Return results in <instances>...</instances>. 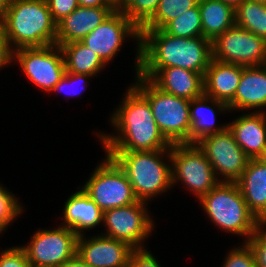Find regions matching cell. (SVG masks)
<instances>
[{
  "instance_id": "1",
  "label": "cell",
  "mask_w": 266,
  "mask_h": 267,
  "mask_svg": "<svg viewBox=\"0 0 266 267\" xmlns=\"http://www.w3.org/2000/svg\"><path fill=\"white\" fill-rule=\"evenodd\" d=\"M130 86L110 118L117 135L98 133L105 152L170 149L172 144L158 128L149 102Z\"/></svg>"
},
{
  "instance_id": "2",
  "label": "cell",
  "mask_w": 266,
  "mask_h": 267,
  "mask_svg": "<svg viewBox=\"0 0 266 267\" xmlns=\"http://www.w3.org/2000/svg\"><path fill=\"white\" fill-rule=\"evenodd\" d=\"M139 70L178 67L205 75L212 56V41L205 37L171 36L161 29H139Z\"/></svg>"
},
{
  "instance_id": "3",
  "label": "cell",
  "mask_w": 266,
  "mask_h": 267,
  "mask_svg": "<svg viewBox=\"0 0 266 267\" xmlns=\"http://www.w3.org/2000/svg\"><path fill=\"white\" fill-rule=\"evenodd\" d=\"M0 25L13 51L56 44L57 23L46 0H11Z\"/></svg>"
},
{
  "instance_id": "4",
  "label": "cell",
  "mask_w": 266,
  "mask_h": 267,
  "mask_svg": "<svg viewBox=\"0 0 266 267\" xmlns=\"http://www.w3.org/2000/svg\"><path fill=\"white\" fill-rule=\"evenodd\" d=\"M105 154L112 157L125 171L138 201H150L152 197L171 189L170 149L106 152ZM165 154L169 164L164 162Z\"/></svg>"
},
{
  "instance_id": "5",
  "label": "cell",
  "mask_w": 266,
  "mask_h": 267,
  "mask_svg": "<svg viewBox=\"0 0 266 267\" xmlns=\"http://www.w3.org/2000/svg\"><path fill=\"white\" fill-rule=\"evenodd\" d=\"M199 202L217 227L224 232L245 236V242L261 224L249 211L236 182H219Z\"/></svg>"
},
{
  "instance_id": "6",
  "label": "cell",
  "mask_w": 266,
  "mask_h": 267,
  "mask_svg": "<svg viewBox=\"0 0 266 267\" xmlns=\"http://www.w3.org/2000/svg\"><path fill=\"white\" fill-rule=\"evenodd\" d=\"M132 85L150 104L154 119L171 144L190 143V100L166 93L149 79L135 75Z\"/></svg>"
},
{
  "instance_id": "7",
  "label": "cell",
  "mask_w": 266,
  "mask_h": 267,
  "mask_svg": "<svg viewBox=\"0 0 266 267\" xmlns=\"http://www.w3.org/2000/svg\"><path fill=\"white\" fill-rule=\"evenodd\" d=\"M92 173L85 185L84 192L104 212L136 203L132 185L125 171L107 154Z\"/></svg>"
},
{
  "instance_id": "8",
  "label": "cell",
  "mask_w": 266,
  "mask_h": 267,
  "mask_svg": "<svg viewBox=\"0 0 266 267\" xmlns=\"http://www.w3.org/2000/svg\"><path fill=\"white\" fill-rule=\"evenodd\" d=\"M170 154L172 186L181 181L200 199L220 182L205 153L197 144H172Z\"/></svg>"
},
{
  "instance_id": "9",
  "label": "cell",
  "mask_w": 266,
  "mask_h": 267,
  "mask_svg": "<svg viewBox=\"0 0 266 267\" xmlns=\"http://www.w3.org/2000/svg\"><path fill=\"white\" fill-rule=\"evenodd\" d=\"M212 56L244 67L266 65V40L234 25L212 41Z\"/></svg>"
},
{
  "instance_id": "10",
  "label": "cell",
  "mask_w": 266,
  "mask_h": 267,
  "mask_svg": "<svg viewBox=\"0 0 266 267\" xmlns=\"http://www.w3.org/2000/svg\"><path fill=\"white\" fill-rule=\"evenodd\" d=\"M128 37L137 40L135 70L136 74H138L140 67V31L118 9L80 40V42L96 52L101 61L107 65L120 51L124 40Z\"/></svg>"
},
{
  "instance_id": "11",
  "label": "cell",
  "mask_w": 266,
  "mask_h": 267,
  "mask_svg": "<svg viewBox=\"0 0 266 267\" xmlns=\"http://www.w3.org/2000/svg\"><path fill=\"white\" fill-rule=\"evenodd\" d=\"M15 59L26 77L42 91L51 92L66 71L62 49L56 44L16 49Z\"/></svg>"
},
{
  "instance_id": "12",
  "label": "cell",
  "mask_w": 266,
  "mask_h": 267,
  "mask_svg": "<svg viewBox=\"0 0 266 267\" xmlns=\"http://www.w3.org/2000/svg\"><path fill=\"white\" fill-rule=\"evenodd\" d=\"M34 233L28 245L21 246L32 267H59L76 255L78 235L72 229L60 225Z\"/></svg>"
},
{
  "instance_id": "13",
  "label": "cell",
  "mask_w": 266,
  "mask_h": 267,
  "mask_svg": "<svg viewBox=\"0 0 266 267\" xmlns=\"http://www.w3.org/2000/svg\"><path fill=\"white\" fill-rule=\"evenodd\" d=\"M146 206V202L137 201L127 206L105 210L103 223L107 230L102 235L126 242L134 249H143V242L154 230V221L150 218Z\"/></svg>"
},
{
  "instance_id": "14",
  "label": "cell",
  "mask_w": 266,
  "mask_h": 267,
  "mask_svg": "<svg viewBox=\"0 0 266 267\" xmlns=\"http://www.w3.org/2000/svg\"><path fill=\"white\" fill-rule=\"evenodd\" d=\"M196 144L205 153L217 179L218 175L224 177L220 182H236L250 160L228 127L223 132L203 137Z\"/></svg>"
},
{
  "instance_id": "15",
  "label": "cell",
  "mask_w": 266,
  "mask_h": 267,
  "mask_svg": "<svg viewBox=\"0 0 266 267\" xmlns=\"http://www.w3.org/2000/svg\"><path fill=\"white\" fill-rule=\"evenodd\" d=\"M134 250L128 243L108 236H78L76 254L92 267H127Z\"/></svg>"
},
{
  "instance_id": "16",
  "label": "cell",
  "mask_w": 266,
  "mask_h": 267,
  "mask_svg": "<svg viewBox=\"0 0 266 267\" xmlns=\"http://www.w3.org/2000/svg\"><path fill=\"white\" fill-rule=\"evenodd\" d=\"M138 75L149 79L160 90L189 100L204 94V75L178 67L161 70H139Z\"/></svg>"
},
{
  "instance_id": "17",
  "label": "cell",
  "mask_w": 266,
  "mask_h": 267,
  "mask_svg": "<svg viewBox=\"0 0 266 267\" xmlns=\"http://www.w3.org/2000/svg\"><path fill=\"white\" fill-rule=\"evenodd\" d=\"M227 127L250 159L266 158V111L248 112Z\"/></svg>"
},
{
  "instance_id": "18",
  "label": "cell",
  "mask_w": 266,
  "mask_h": 267,
  "mask_svg": "<svg viewBox=\"0 0 266 267\" xmlns=\"http://www.w3.org/2000/svg\"><path fill=\"white\" fill-rule=\"evenodd\" d=\"M115 10L114 7H77L57 23L56 45L82 40Z\"/></svg>"
},
{
  "instance_id": "19",
  "label": "cell",
  "mask_w": 266,
  "mask_h": 267,
  "mask_svg": "<svg viewBox=\"0 0 266 267\" xmlns=\"http://www.w3.org/2000/svg\"><path fill=\"white\" fill-rule=\"evenodd\" d=\"M236 184L249 211L266 223V158L250 159Z\"/></svg>"
},
{
  "instance_id": "20",
  "label": "cell",
  "mask_w": 266,
  "mask_h": 267,
  "mask_svg": "<svg viewBox=\"0 0 266 267\" xmlns=\"http://www.w3.org/2000/svg\"><path fill=\"white\" fill-rule=\"evenodd\" d=\"M229 110L237 111L266 107V65L244 67L234 98L228 103Z\"/></svg>"
},
{
  "instance_id": "21",
  "label": "cell",
  "mask_w": 266,
  "mask_h": 267,
  "mask_svg": "<svg viewBox=\"0 0 266 267\" xmlns=\"http://www.w3.org/2000/svg\"><path fill=\"white\" fill-rule=\"evenodd\" d=\"M243 69L212 59L204 75V94L228 104L236 94Z\"/></svg>"
},
{
  "instance_id": "22",
  "label": "cell",
  "mask_w": 266,
  "mask_h": 267,
  "mask_svg": "<svg viewBox=\"0 0 266 267\" xmlns=\"http://www.w3.org/2000/svg\"><path fill=\"white\" fill-rule=\"evenodd\" d=\"M62 214L64 223L61 226L72 229L80 236L84 234V230L94 229L103 223L104 212L80 189L67 199Z\"/></svg>"
},
{
  "instance_id": "23",
  "label": "cell",
  "mask_w": 266,
  "mask_h": 267,
  "mask_svg": "<svg viewBox=\"0 0 266 267\" xmlns=\"http://www.w3.org/2000/svg\"><path fill=\"white\" fill-rule=\"evenodd\" d=\"M217 113L230 111L228 104L220 100H215L205 94L190 100V144H196L203 137L223 132L227 125L216 127V109ZM209 105V106H208ZM215 125V126H214Z\"/></svg>"
},
{
  "instance_id": "24",
  "label": "cell",
  "mask_w": 266,
  "mask_h": 267,
  "mask_svg": "<svg viewBox=\"0 0 266 267\" xmlns=\"http://www.w3.org/2000/svg\"><path fill=\"white\" fill-rule=\"evenodd\" d=\"M203 37L213 41L235 25L234 9L218 0H199Z\"/></svg>"
},
{
  "instance_id": "25",
  "label": "cell",
  "mask_w": 266,
  "mask_h": 267,
  "mask_svg": "<svg viewBox=\"0 0 266 267\" xmlns=\"http://www.w3.org/2000/svg\"><path fill=\"white\" fill-rule=\"evenodd\" d=\"M60 47L63 52L66 71L69 73L95 77L106 66L96 52L80 41L62 44Z\"/></svg>"
},
{
  "instance_id": "26",
  "label": "cell",
  "mask_w": 266,
  "mask_h": 267,
  "mask_svg": "<svg viewBox=\"0 0 266 267\" xmlns=\"http://www.w3.org/2000/svg\"><path fill=\"white\" fill-rule=\"evenodd\" d=\"M235 25L266 40V3L244 0L235 10Z\"/></svg>"
},
{
  "instance_id": "27",
  "label": "cell",
  "mask_w": 266,
  "mask_h": 267,
  "mask_svg": "<svg viewBox=\"0 0 266 267\" xmlns=\"http://www.w3.org/2000/svg\"><path fill=\"white\" fill-rule=\"evenodd\" d=\"M161 30L176 37H203L199 4L169 21Z\"/></svg>"
},
{
  "instance_id": "28",
  "label": "cell",
  "mask_w": 266,
  "mask_h": 267,
  "mask_svg": "<svg viewBox=\"0 0 266 267\" xmlns=\"http://www.w3.org/2000/svg\"><path fill=\"white\" fill-rule=\"evenodd\" d=\"M199 0H160L154 15L140 29H162L169 21L195 7Z\"/></svg>"
},
{
  "instance_id": "29",
  "label": "cell",
  "mask_w": 266,
  "mask_h": 267,
  "mask_svg": "<svg viewBox=\"0 0 266 267\" xmlns=\"http://www.w3.org/2000/svg\"><path fill=\"white\" fill-rule=\"evenodd\" d=\"M160 0H124L118 8L140 29L155 13Z\"/></svg>"
},
{
  "instance_id": "30",
  "label": "cell",
  "mask_w": 266,
  "mask_h": 267,
  "mask_svg": "<svg viewBox=\"0 0 266 267\" xmlns=\"http://www.w3.org/2000/svg\"><path fill=\"white\" fill-rule=\"evenodd\" d=\"M0 184V234L6 230L10 223L23 211L17 198Z\"/></svg>"
},
{
  "instance_id": "31",
  "label": "cell",
  "mask_w": 266,
  "mask_h": 267,
  "mask_svg": "<svg viewBox=\"0 0 266 267\" xmlns=\"http://www.w3.org/2000/svg\"><path fill=\"white\" fill-rule=\"evenodd\" d=\"M243 245L228 252L223 267H257L253 249L247 242Z\"/></svg>"
},
{
  "instance_id": "32",
  "label": "cell",
  "mask_w": 266,
  "mask_h": 267,
  "mask_svg": "<svg viewBox=\"0 0 266 267\" xmlns=\"http://www.w3.org/2000/svg\"><path fill=\"white\" fill-rule=\"evenodd\" d=\"M266 223H261L247 243L253 249L257 267H266ZM264 227V228H263Z\"/></svg>"
},
{
  "instance_id": "33",
  "label": "cell",
  "mask_w": 266,
  "mask_h": 267,
  "mask_svg": "<svg viewBox=\"0 0 266 267\" xmlns=\"http://www.w3.org/2000/svg\"><path fill=\"white\" fill-rule=\"evenodd\" d=\"M0 253V267H32L22 247H11Z\"/></svg>"
},
{
  "instance_id": "34",
  "label": "cell",
  "mask_w": 266,
  "mask_h": 267,
  "mask_svg": "<svg viewBox=\"0 0 266 267\" xmlns=\"http://www.w3.org/2000/svg\"><path fill=\"white\" fill-rule=\"evenodd\" d=\"M46 2L56 23L79 7L78 0H46Z\"/></svg>"
},
{
  "instance_id": "35",
  "label": "cell",
  "mask_w": 266,
  "mask_h": 267,
  "mask_svg": "<svg viewBox=\"0 0 266 267\" xmlns=\"http://www.w3.org/2000/svg\"><path fill=\"white\" fill-rule=\"evenodd\" d=\"M92 76H89V75H86V74H77V73H69L67 71H65L64 73V76L60 79V81L54 86V88L51 90L54 91V92H61V91H64L68 96H76L78 94V91H82L84 90V88L86 87V84H84V87L82 88V90H76L74 91L75 87L73 88V84L76 83L77 85V82H82V83H87V79L90 78ZM86 80V81H85ZM80 82V83H81ZM65 85L68 86H72V91H70L71 89H69V91L66 92L67 89L64 90L65 88ZM79 87V86H78ZM58 92V93H59ZM81 93H79L78 95H80Z\"/></svg>"
},
{
  "instance_id": "36",
  "label": "cell",
  "mask_w": 266,
  "mask_h": 267,
  "mask_svg": "<svg viewBox=\"0 0 266 267\" xmlns=\"http://www.w3.org/2000/svg\"><path fill=\"white\" fill-rule=\"evenodd\" d=\"M127 267H161L156 258L146 248L134 249Z\"/></svg>"
},
{
  "instance_id": "37",
  "label": "cell",
  "mask_w": 266,
  "mask_h": 267,
  "mask_svg": "<svg viewBox=\"0 0 266 267\" xmlns=\"http://www.w3.org/2000/svg\"><path fill=\"white\" fill-rule=\"evenodd\" d=\"M13 61V50L10 48L4 30L0 25V68L5 67Z\"/></svg>"
},
{
  "instance_id": "38",
  "label": "cell",
  "mask_w": 266,
  "mask_h": 267,
  "mask_svg": "<svg viewBox=\"0 0 266 267\" xmlns=\"http://www.w3.org/2000/svg\"><path fill=\"white\" fill-rule=\"evenodd\" d=\"M83 7H113L107 0H78Z\"/></svg>"
},
{
  "instance_id": "39",
  "label": "cell",
  "mask_w": 266,
  "mask_h": 267,
  "mask_svg": "<svg viewBox=\"0 0 266 267\" xmlns=\"http://www.w3.org/2000/svg\"><path fill=\"white\" fill-rule=\"evenodd\" d=\"M59 267H92L91 265L84 262L77 254L70 260L65 261Z\"/></svg>"
},
{
  "instance_id": "40",
  "label": "cell",
  "mask_w": 266,
  "mask_h": 267,
  "mask_svg": "<svg viewBox=\"0 0 266 267\" xmlns=\"http://www.w3.org/2000/svg\"><path fill=\"white\" fill-rule=\"evenodd\" d=\"M11 0H0V24L5 18L8 7L10 6Z\"/></svg>"
},
{
  "instance_id": "41",
  "label": "cell",
  "mask_w": 266,
  "mask_h": 267,
  "mask_svg": "<svg viewBox=\"0 0 266 267\" xmlns=\"http://www.w3.org/2000/svg\"><path fill=\"white\" fill-rule=\"evenodd\" d=\"M222 3L231 6L234 10L244 1V0H218Z\"/></svg>"
},
{
  "instance_id": "42",
  "label": "cell",
  "mask_w": 266,
  "mask_h": 267,
  "mask_svg": "<svg viewBox=\"0 0 266 267\" xmlns=\"http://www.w3.org/2000/svg\"><path fill=\"white\" fill-rule=\"evenodd\" d=\"M115 9H118L124 0H107Z\"/></svg>"
},
{
  "instance_id": "43",
  "label": "cell",
  "mask_w": 266,
  "mask_h": 267,
  "mask_svg": "<svg viewBox=\"0 0 266 267\" xmlns=\"http://www.w3.org/2000/svg\"><path fill=\"white\" fill-rule=\"evenodd\" d=\"M252 1H261V2H265L266 3V0H252Z\"/></svg>"
}]
</instances>
